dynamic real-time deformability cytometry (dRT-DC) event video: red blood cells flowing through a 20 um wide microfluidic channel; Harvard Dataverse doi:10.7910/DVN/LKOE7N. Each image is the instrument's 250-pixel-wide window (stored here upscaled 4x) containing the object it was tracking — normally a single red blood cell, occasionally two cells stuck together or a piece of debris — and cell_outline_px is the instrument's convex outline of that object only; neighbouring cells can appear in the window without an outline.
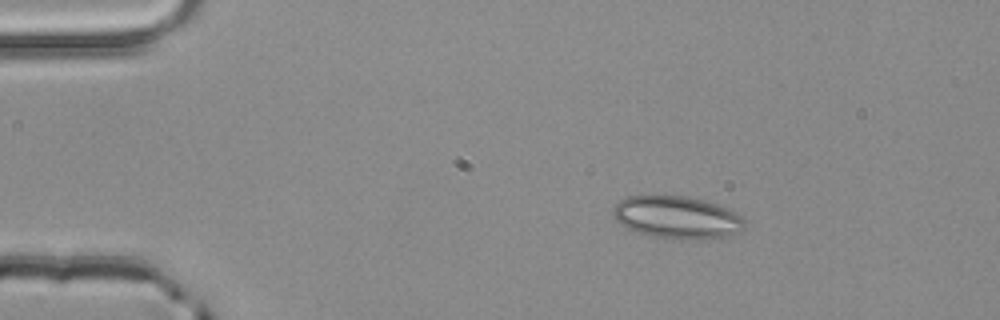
{"species": "common noctule bat (a hibernating species)", "species_latin": "Nyctalus noctula", "temperature_condition": "room temperature", "stored_images_in_passage": 2, "camera_frame_rate_fps": 3000, "um_per_image_px": 0.085, "animal": {"sex": "male", "body_mass_g": 20.4}, "frame": {"image": 1, "passage_image": 1, "time_ms": 0.0, "image_size_px": [1000, 320], "cell_outline_px": [[744, 228], [740, 232], [728, 236], [684, 240], [652, 236], [636, 232], [620, 224], [612, 216], [612, 208], [620, 200], [628, 196], [688, 196], [704, 200], [728, 208], [744, 216]], "centroid_in_image_um": [57.55, 18.48], "position_along_channel_um": 27.4, "area_um2": 32.77}}